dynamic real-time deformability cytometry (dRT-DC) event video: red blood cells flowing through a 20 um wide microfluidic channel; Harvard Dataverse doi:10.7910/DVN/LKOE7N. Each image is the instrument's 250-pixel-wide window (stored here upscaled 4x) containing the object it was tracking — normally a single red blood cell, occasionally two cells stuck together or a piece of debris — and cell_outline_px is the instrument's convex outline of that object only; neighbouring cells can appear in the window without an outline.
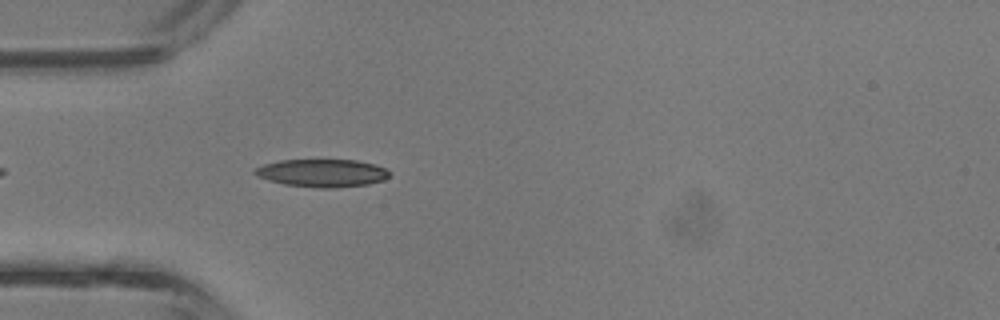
{"species": "common noctule bat (a hibernating species)", "species_latin": "Nyctalus noctula", "temperature_condition": "room temperature", "stored_images_in_passage": 2, "camera_frame_rate_fps": 3000, "um_per_image_px": 0.085, "animal": {"sex": "male", "body_mass_g": 13.3}, "frame": {"image": 1, "passage_image": 2, "time_ms": 0.333, "image_size_px": [1000, 320], "cell_outline_px": [[388, 176], [384, 180], [368, 184], [336, 188], [320, 188], [284, 184], [268, 180], [256, 176], [252, 172], [256, 168], [264, 164], [280, 160], [356, 160], [376, 164], [384, 168], [388, 172]], "centroid_in_image_um": [27.37, 14.71], "position_along_channel_um": 57.6, "area_um2": 21.79}}